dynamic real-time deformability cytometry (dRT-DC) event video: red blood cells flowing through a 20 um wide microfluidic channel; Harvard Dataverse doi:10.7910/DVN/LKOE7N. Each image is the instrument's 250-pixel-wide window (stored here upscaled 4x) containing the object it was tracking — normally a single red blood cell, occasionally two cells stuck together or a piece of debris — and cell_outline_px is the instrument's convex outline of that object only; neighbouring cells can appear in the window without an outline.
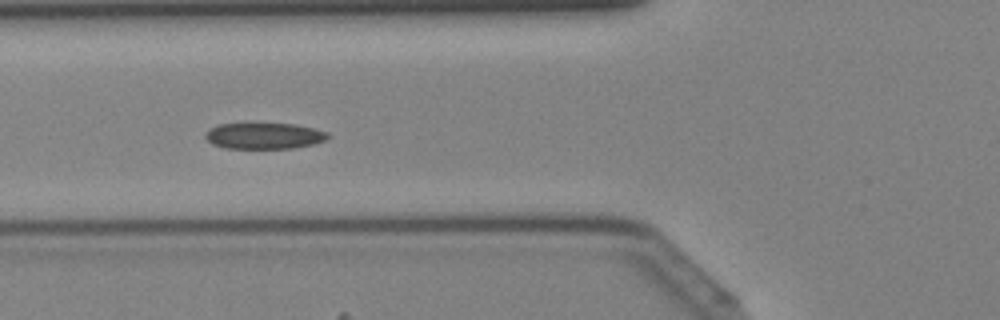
{"species": "Egyptian fruit bat (a non-hibernating species)", "species_latin": "Rousettus aegyptiacus", "temperature_condition": "cold", "stored_images_in_passage": 43, "camera_frame_rate_fps": 3000, "um_per_image_px": 0.085, "animal": {"sex": "female"}, "frame": {"image": 1, "passage_image": 16, "time_ms": 5.0, "image_size_px": [1000, 320], "cell_outline_px": [[328, 136], [324, 140], [312, 144], [292, 148], [224, 148], [212, 144], [204, 136], [204, 132], [208, 128], [220, 124], [248, 120], [296, 124], [328, 132]], "centroid_in_image_um": [22.35, 11.48], "position_along_channel_um": 103.5, "area_um2": 19.59}}
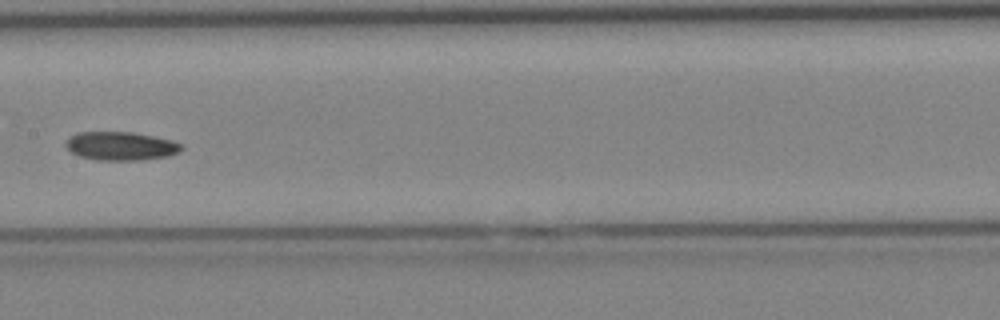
{"frame": {"image": 2, "passage_image": 22, "time_ms": 7.0, "image_size_px": [1000, 320], "cell_outline_px": [[184, 148], [180, 152], [168, 156], [140, 160], [96, 160], [80, 156], [72, 152], [64, 144], [68, 136], [76, 132], [132, 132], [172, 140], [184, 144]], "centroid_in_image_um": [10.28, 12.41], "position_along_channel_um": 197.1, "area_um2": 19.42}}
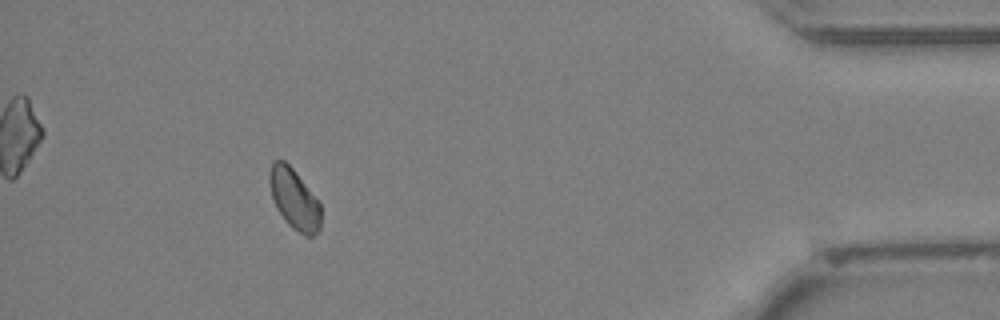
{"frame": {"image": 3, "passage_image": 39, "time_ms": 12.667, "image_size_px": [1000, 320], "cell_outline_px": [[320, 228], [312, 236], [304, 236], [292, 228], [288, 224], [276, 208], [268, 184], [268, 172], [272, 160], [284, 160], [296, 172], [320, 204]], "centroid_in_image_um": [24.97, 16.9], "position_along_channel_um": 410.2, "area_um2": 18.09}}